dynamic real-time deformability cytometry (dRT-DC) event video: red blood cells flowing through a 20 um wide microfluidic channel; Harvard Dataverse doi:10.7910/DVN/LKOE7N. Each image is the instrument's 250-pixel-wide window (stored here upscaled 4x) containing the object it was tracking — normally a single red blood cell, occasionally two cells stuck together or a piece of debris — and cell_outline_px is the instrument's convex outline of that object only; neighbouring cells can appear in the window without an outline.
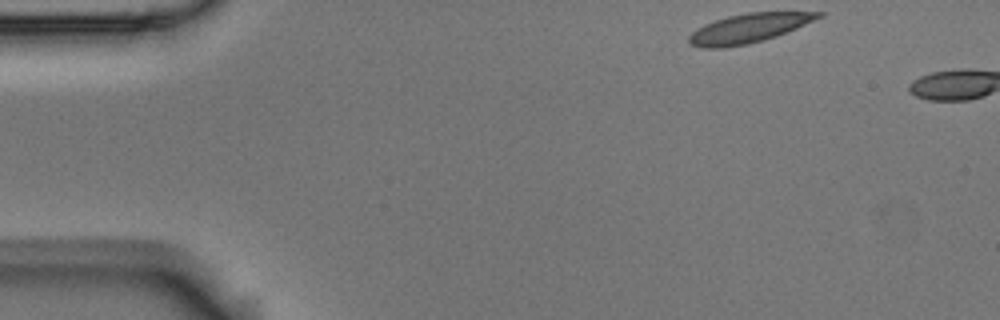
{"species": "Egyptian fruit bat (a non-hibernating species)", "species_latin": "Rousettus aegyptiacus", "temperature_condition": "room temperature", "stored_images_in_passage": 3, "camera_frame_rate_fps": 3000, "um_per_image_px": 0.085, "animal": {"sex": "male"}, "frame": {"image": 1, "passage_image": 1, "time_ms": 0.0, "image_size_px": [1000, 320], "cell_outline_px": [[824, 16], [796, 28], [776, 36], [764, 40], [748, 44], [724, 48], [700, 48], [688, 44], [688, 36], [696, 28], [704, 24], [728, 16], [748, 12], [824, 12]], "centroid_in_image_um": [63.59, 2.41], "position_along_channel_um": 21.4, "area_um2": 22.08}}